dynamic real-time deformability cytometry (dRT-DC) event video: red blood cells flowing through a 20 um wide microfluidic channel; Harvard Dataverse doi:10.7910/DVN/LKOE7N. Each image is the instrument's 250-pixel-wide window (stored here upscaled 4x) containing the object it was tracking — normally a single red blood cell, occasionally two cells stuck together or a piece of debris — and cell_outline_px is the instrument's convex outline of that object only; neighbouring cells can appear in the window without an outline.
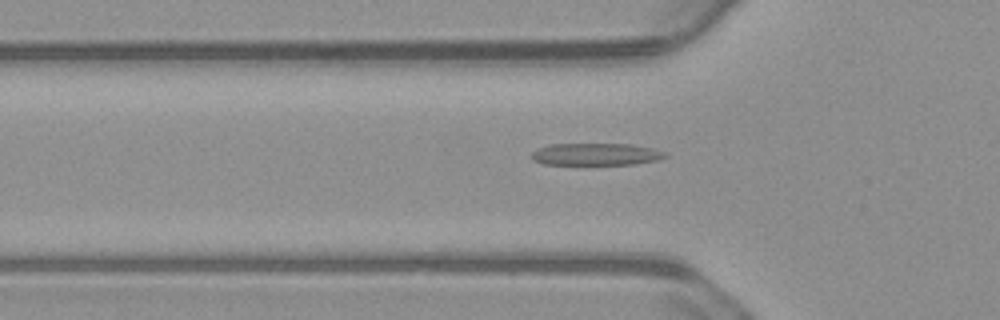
{"species": "common noctule bat (a hibernating species)", "species_latin": "Nyctalus noctula", "temperature_condition": "warm", "stored_images_in_passage": 54, "camera_frame_rate_fps": 3000, "um_per_image_px": 0.085, "animal": {"sex": "male", "body_mass_g": 23.1, "forearm_length_mm": 52.7}, "frame": {"image": 1, "passage_image": 17, "time_ms": 5.333, "image_size_px": [1000, 320], "cell_outline_px": [[668, 156], [660, 160], [636, 164], [544, 164], [532, 160], [532, 152], [548, 144], [632, 144], [652, 148], [664, 152]], "centroid_in_image_um": [50.69, 13.11], "position_along_channel_um": 75.1, "area_um2": 17.22}}
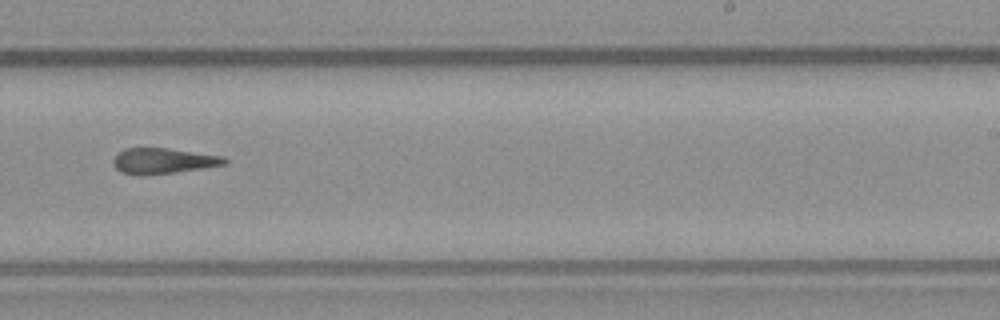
{"frame": {"image": 2, "passage_image": 33, "time_ms": 10.667, "image_size_px": [1000, 320], "cell_outline_px": [[228, 164], [204, 168], [176, 172], [136, 176], [120, 172], [112, 164], [112, 160], [124, 148], [168, 148], [224, 156], [228, 160]], "centroid_in_image_um": [13.88, 13.68], "position_along_channel_um": 275.1, "area_um2": 16.82}}
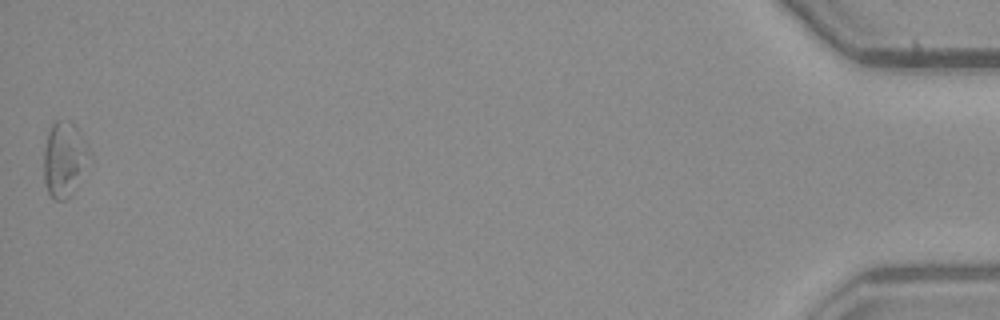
{"frame": {"image": 3, "passage_image": 54, "time_ms": 17.667, "image_size_px": [1000, 320], "cell_outline_px": [[92, 156], [72, 192], [64, 200], [56, 200], [48, 192], [44, 184], [44, 148], [48, 132], [52, 124], [56, 120], [72, 120], [92, 152]], "centroid_in_image_um": [5.47, 13.48], "position_along_channel_um": 429.7, "area_um2": 20.0}, "authors_computed_cell_mechanics": {"area_um2": 18.0336, "velocity_mm_per_s": 3.7338, "shape_relaxation_time_tau1_ms": null, "shape_relaxation_time_tau2_ms": 3.5056, "deformation_change_tau1": null, "deformation_change_tau2": 0.1498}}